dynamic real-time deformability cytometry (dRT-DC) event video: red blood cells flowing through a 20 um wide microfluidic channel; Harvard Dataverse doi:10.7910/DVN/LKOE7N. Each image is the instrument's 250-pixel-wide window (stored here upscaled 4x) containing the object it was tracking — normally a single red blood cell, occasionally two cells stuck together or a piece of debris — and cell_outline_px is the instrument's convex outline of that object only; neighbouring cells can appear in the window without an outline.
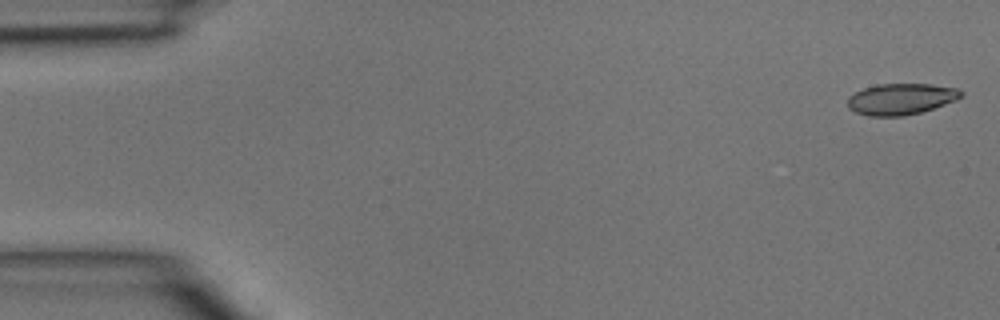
{"species": "common noctule bat (a hibernating species)", "species_latin": "Nyctalus noctula", "temperature_condition": "room temperature", "stored_images_in_passage": 45, "camera_frame_rate_fps": 3000, "um_per_image_px": 0.085, "animal": {"sex": "male", "body_mass_g": 15.6}, "frame": {"image": 1, "passage_image": 1, "time_ms": 0.0, "image_size_px": [1000, 320], "cell_outline_px": [[964, 96], [956, 100], [920, 112], [904, 116], [868, 116], [856, 112], [848, 108], [848, 96], [864, 88], [876, 84], [932, 84], [956, 88], [964, 92]], "centroid_in_image_um": [76.58, 8.41], "position_along_channel_um": 8.4, "area_um2": 20.63}}
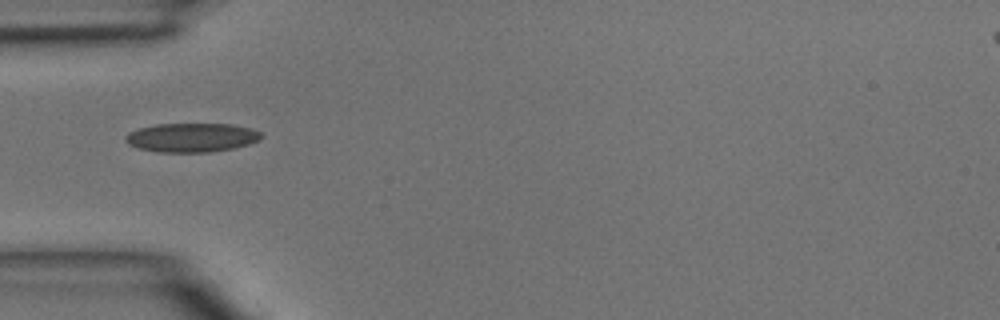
{"frame": {"image": 2, "passage_image": 14, "time_ms": 4.333, "image_size_px": [1000, 320], "cell_outline_px": [[264, 136], [260, 140], [248, 144], [232, 148], [208, 152], [156, 152], [140, 148], [128, 144], [124, 140], [124, 136], [128, 132], [140, 128], [156, 124], [232, 124], [252, 128], [260, 132]], "centroid_in_image_um": [16.29, 11.68], "position_along_channel_um": 68.7, "area_um2": 23.0}}
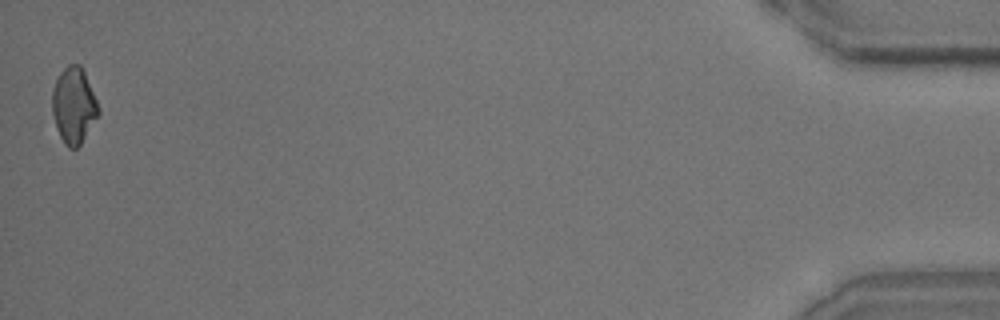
{"frame": {"image": 3, "passage_image": 45, "time_ms": 14.667, "image_size_px": [1000, 320], "cell_outline_px": [[100, 112], [80, 144], [76, 148], [68, 148], [64, 144], [56, 128], [52, 112], [52, 92], [56, 80], [60, 72], [68, 64], [80, 64], [84, 72], [100, 108]], "centroid_in_image_um": [6.25, 8.96], "position_along_channel_um": 428.9, "area_um2": 20.29}}